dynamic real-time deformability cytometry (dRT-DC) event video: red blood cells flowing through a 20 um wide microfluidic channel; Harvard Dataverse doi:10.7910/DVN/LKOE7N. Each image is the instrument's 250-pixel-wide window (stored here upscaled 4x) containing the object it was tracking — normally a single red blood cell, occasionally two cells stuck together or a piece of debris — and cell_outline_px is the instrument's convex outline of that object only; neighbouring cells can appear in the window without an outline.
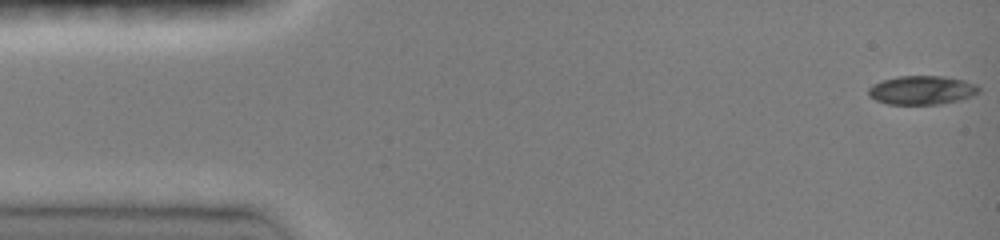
{"species": "common noctule bat (a hibernating species)", "species_latin": "Nyctalus noctula", "temperature_condition": "room temperature", "stored_images_in_passage": 43, "camera_frame_rate_fps": 3000, "um_per_image_px": 0.085, "animal": {"sex": "female", "body_mass_g": 19.0, "forearm_length_mm": 51.5}, "frame": {"image": 1, "passage_image": 1, "time_ms": 0.0, "image_size_px": [1000, 240], "cell_outline_px": [[980, 92], [972, 96], [940, 104], [888, 104], [876, 100], [868, 96], [868, 88], [872, 84], [880, 80], [896, 76], [944, 76], [964, 80], [976, 84], [980, 88]], "centroid_in_image_um": [78.33, 7.65], "position_along_channel_um": 6.7, "area_um2": 18.67}}
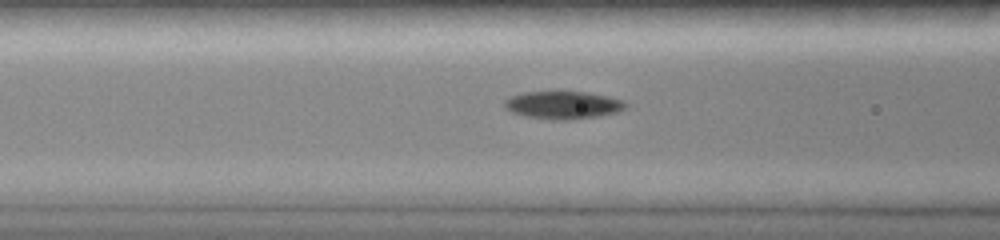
{"frame": {"image": 2, "passage_image": 25, "time_ms": 5.667, "image_size_px": [1000, 240], "cell_outline_px": [[628, 108], [616, 112], [600, 116], [568, 120], [552, 120], [524, 116], [512, 112], [504, 108], [504, 100], [512, 96], [524, 92], [588, 92], [608, 96], [624, 100], [628, 104]], "centroid_in_image_um": [47.89, 8.94], "position_along_channel_um": 118.7, "area_um2": 19.77}}
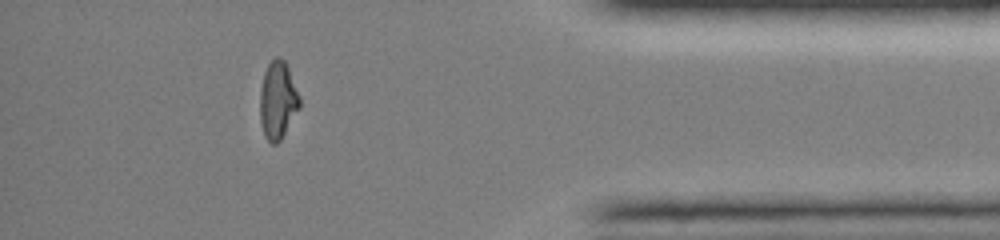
{"frame": {"image": 3, "passage_image": 40, "time_ms": 13.333, "image_size_px": [1000, 240], "cell_outline_px": [[300, 108], [280, 140], [276, 144], [272, 144], [264, 136], [260, 120], [260, 92], [264, 72], [268, 64], [276, 56], [280, 56], [284, 60], [288, 68], [300, 96]], "centroid_in_image_um": [23.61, 8.52], "position_along_channel_um": 411.6, "area_um2": 17.92}, "authors_computed_cell_mechanics": {"area_um2": 18.496, "velocity_mm_per_s": 4.1243, "shape_relaxation_time_tau1_ms": 3.6449, "shape_relaxation_time_tau2_ms": 3.0351, "deformation_change_tau1": 0.1814, "deformation_change_tau2": 0.0692}}